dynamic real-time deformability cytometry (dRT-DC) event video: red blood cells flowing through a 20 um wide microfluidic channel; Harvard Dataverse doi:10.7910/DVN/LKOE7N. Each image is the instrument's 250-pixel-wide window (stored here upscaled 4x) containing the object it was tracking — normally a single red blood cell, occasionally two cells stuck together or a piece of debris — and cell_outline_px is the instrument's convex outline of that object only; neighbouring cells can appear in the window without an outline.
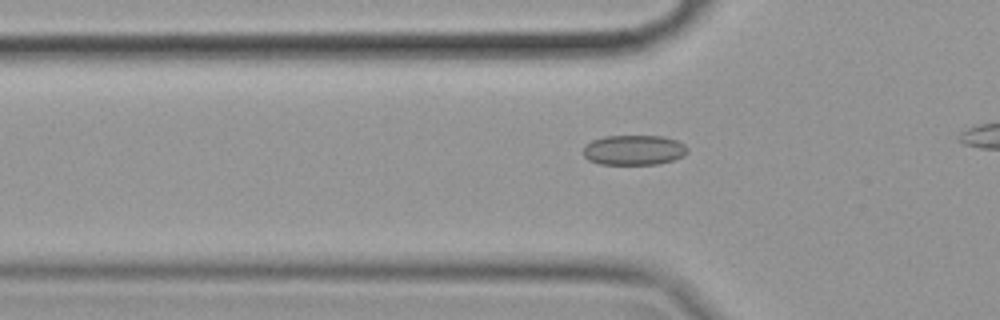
{"species": "common noctule bat (a hibernating species)", "species_latin": "Nyctalus noctula", "temperature_condition": "cold", "stored_images_in_passage": 24, "camera_frame_rate_fps": 3000, "um_per_image_px": 0.085, "animal": {"sex": "female", "body_mass_g": 19.9}, "frame": {"image": 1, "passage_image": 7, "time_ms": 2.0, "image_size_px": [1000, 320], "cell_outline_px": [[688, 152], [684, 156], [660, 164], [600, 164], [588, 160], [584, 156], [584, 144], [592, 140], [604, 136], [664, 136], [676, 140], [684, 144], [688, 148]], "centroid_in_image_um": [53.88, 12.75], "position_along_channel_um": 71.9, "area_um2": 18.38}}
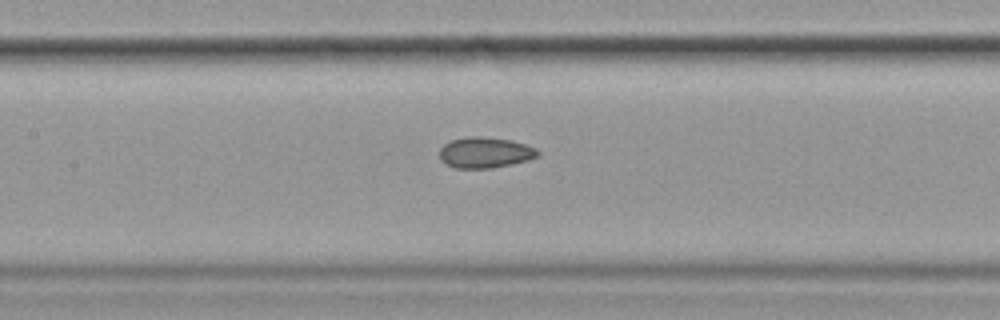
{"frame": {"image": 2, "passage_image": 15, "time_ms": 4.667, "image_size_px": [1000, 320], "cell_outline_px": [[540, 152], [536, 156], [528, 160], [512, 164], [492, 168], [456, 168], [440, 160], [440, 148], [444, 144], [452, 140], [468, 136], [480, 136], [512, 140], [536, 148]], "centroid_in_image_um": [41.23, 12.96], "position_along_channel_um": 166.2, "area_um2": 17.57}}
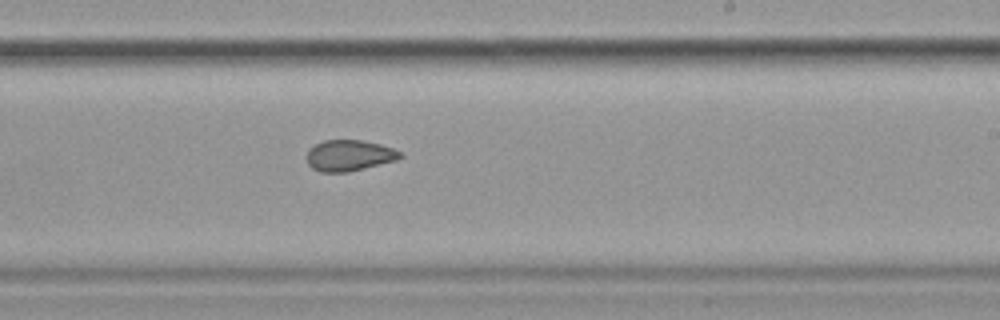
{"frame": {"image": 3, "passage_image": 23, "time_ms": 7.333, "image_size_px": [1000, 320], "cell_outline_px": [[404, 156], [396, 160], [348, 172], [320, 172], [312, 168], [308, 164], [308, 148], [324, 140], [360, 140], [380, 144], [392, 148], [400, 152]], "centroid_in_image_um": [29.67, 13.21], "position_along_channel_um": 259.3, "area_um2": 16.76}}